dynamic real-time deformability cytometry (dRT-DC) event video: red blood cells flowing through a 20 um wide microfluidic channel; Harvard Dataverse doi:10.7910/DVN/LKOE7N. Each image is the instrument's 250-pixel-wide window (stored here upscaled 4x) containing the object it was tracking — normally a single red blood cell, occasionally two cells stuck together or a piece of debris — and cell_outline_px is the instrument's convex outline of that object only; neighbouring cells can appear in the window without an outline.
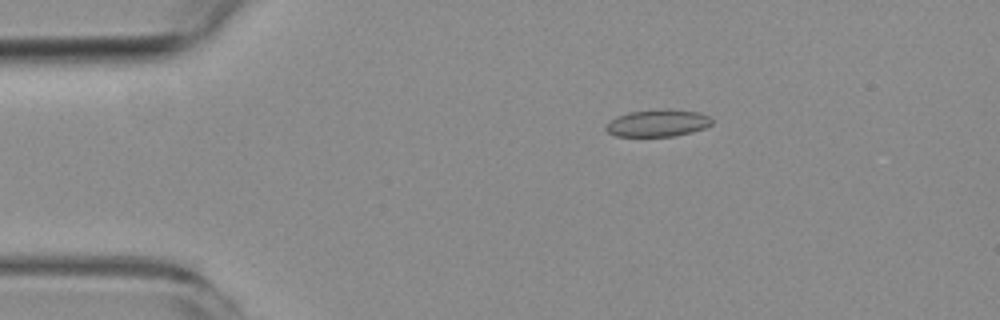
{"species": "common noctule bat (a hibernating species)", "species_latin": "Nyctalus noctula", "temperature_condition": "room temperature", "stored_images_in_passage": 6, "camera_frame_rate_fps": 3000, "um_per_image_px": 0.085, "animal": {"sex": "female", "body_mass_g": 19.3, "forearm_length_mm": 54.1}, "frame": {"image": 1, "passage_image": 1, "time_ms": 0.0, "image_size_px": [1000, 320], "cell_outline_px": [[712, 124], [704, 128], [692, 132], [672, 136], [616, 136], [608, 132], [604, 128], [616, 116], [628, 112], [664, 108], [700, 112], [708, 116], [712, 120]], "centroid_in_image_um": [55.92, 10.45], "position_along_channel_um": 29.1, "area_um2": 16.76}}
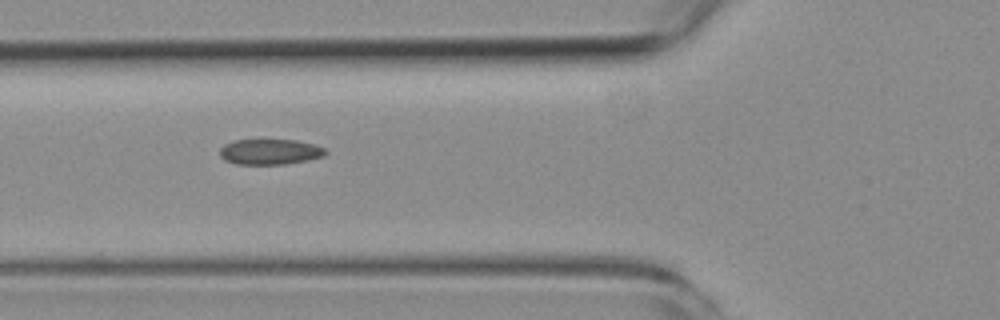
{"frame": {"image": 2, "passage_image": 4, "time_ms": 3.333, "image_size_px": [1000, 320], "cell_outline_px": [[328, 152], [324, 156], [308, 160], [288, 164], [236, 164], [224, 160], [220, 156], [220, 148], [224, 144], [232, 140], [296, 140], [312, 144], [324, 148]], "centroid_in_image_um": [22.93, 12.91], "position_along_channel_um": 102.9, "area_um2": 15.78}}
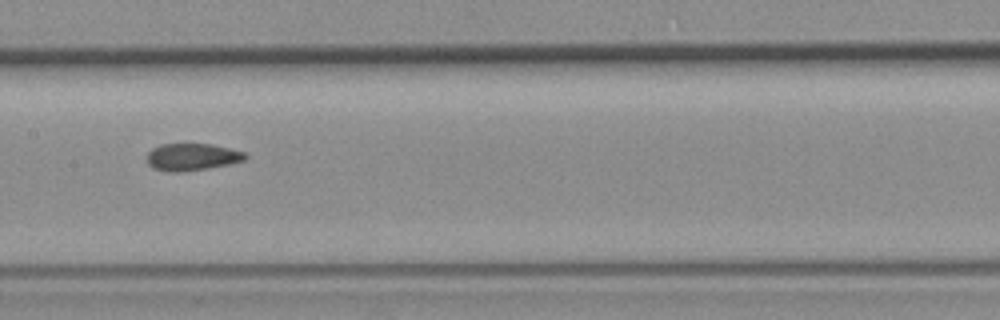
{"frame": {"image": 3, "passage_image": 6, "time_ms": 5.667, "image_size_px": [1000, 320], "cell_outline_px": [[248, 156], [244, 160], [228, 164], [208, 168], [180, 172], [168, 172], [152, 168], [148, 164], [148, 152], [152, 148], [160, 144], [212, 144], [244, 152]], "centroid_in_image_um": [16.29, 13.34], "position_along_channel_um": 191.1, "area_um2": 15.49}}